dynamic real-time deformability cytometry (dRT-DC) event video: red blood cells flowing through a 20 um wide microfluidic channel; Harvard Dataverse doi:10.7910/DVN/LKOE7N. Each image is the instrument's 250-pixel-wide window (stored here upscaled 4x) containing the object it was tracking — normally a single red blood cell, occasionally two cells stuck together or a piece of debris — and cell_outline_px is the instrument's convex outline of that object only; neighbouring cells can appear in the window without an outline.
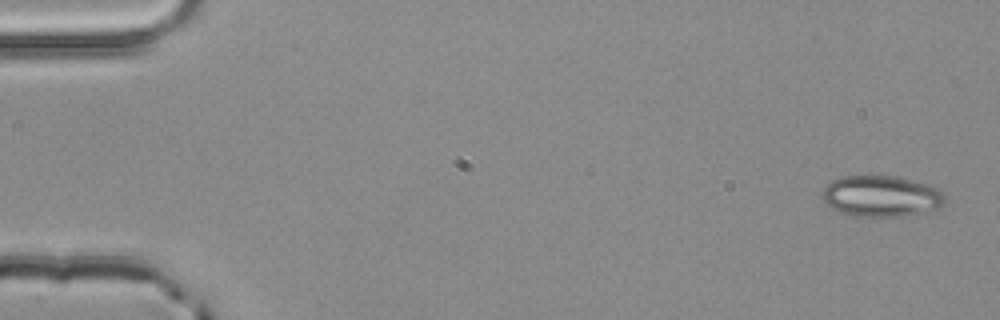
{"species": "common noctule bat (a hibernating species)", "species_latin": "Nyctalus noctula", "temperature_condition": "room temperature", "stored_images_in_passage": 4, "camera_frame_rate_fps": 3000, "um_per_image_px": 0.085, "animal": {"sex": "male", "body_mass_g": 20.4}, "frame": {"image": 1, "passage_image": 1, "time_ms": 0.0, "image_size_px": [1000, 320], "cell_outline_px": [[944, 204], [940, 208], [924, 212], [904, 216], [856, 216], [840, 212], [832, 208], [820, 196], [820, 192], [832, 180], [840, 176], [896, 176], [928, 184], [944, 192]], "centroid_in_image_um": [74.9, 16.67], "position_along_channel_um": 10.1, "area_um2": 29.48}}